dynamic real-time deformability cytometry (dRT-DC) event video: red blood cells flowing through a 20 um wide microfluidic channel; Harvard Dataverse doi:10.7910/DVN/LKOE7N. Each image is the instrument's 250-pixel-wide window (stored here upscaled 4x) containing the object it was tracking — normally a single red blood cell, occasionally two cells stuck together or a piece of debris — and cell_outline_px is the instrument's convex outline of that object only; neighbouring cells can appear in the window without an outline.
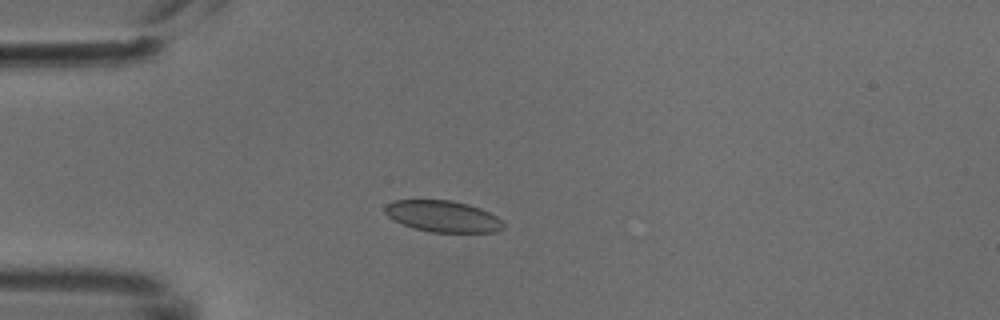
{"species": "common noctule bat (a hibernating species)", "species_latin": "Nyctalus noctula", "temperature_condition": "cold", "stored_images_in_passage": 4, "camera_frame_rate_fps": 3000, "um_per_image_px": 0.085, "animal": {"sex": "male", "body_mass_g": 18.8}, "frame": {"image": 1, "passage_image": 3, "time_ms": 0.667, "image_size_px": [1000, 320], "cell_outline_px": [[504, 228], [496, 232], [432, 232], [416, 228], [404, 224], [388, 216], [384, 212], [384, 208], [392, 200], [448, 200], [468, 204], [480, 208], [496, 216], [504, 224]], "centroid_in_image_um": [37.66, 18.38], "position_along_channel_um": 47.3, "area_um2": 21.39}}